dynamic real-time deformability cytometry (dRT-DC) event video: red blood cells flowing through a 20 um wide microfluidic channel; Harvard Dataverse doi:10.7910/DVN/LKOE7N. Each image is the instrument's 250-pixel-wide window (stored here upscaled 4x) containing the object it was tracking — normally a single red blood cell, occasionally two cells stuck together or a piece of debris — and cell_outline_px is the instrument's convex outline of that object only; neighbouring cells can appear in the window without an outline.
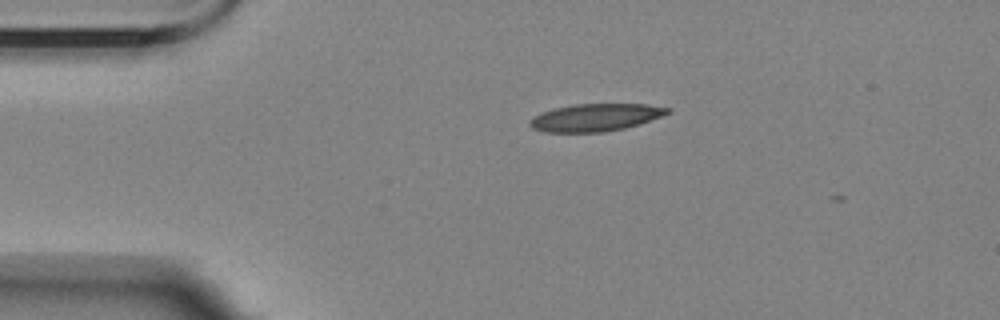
{"species": "Egyptian fruit bat (a non-hibernating species)", "species_latin": "Rousettus aegyptiacus", "temperature_condition": "room temperature", "stored_images_in_passage": 2, "camera_frame_rate_fps": 3000, "um_per_image_px": 0.085, "animal": {"sex": "female"}, "frame": {"image": 1, "passage_image": 1, "time_ms": 0.0, "image_size_px": [1000, 320], "cell_outline_px": [[672, 112], [640, 124], [624, 128], [604, 132], [544, 132], [532, 128], [528, 124], [528, 120], [532, 116], [540, 112], [552, 108], [576, 104], [648, 104], [672, 108]], "centroid_in_image_um": [50.59, 9.98], "position_along_channel_um": 34.4, "area_um2": 22.37}}